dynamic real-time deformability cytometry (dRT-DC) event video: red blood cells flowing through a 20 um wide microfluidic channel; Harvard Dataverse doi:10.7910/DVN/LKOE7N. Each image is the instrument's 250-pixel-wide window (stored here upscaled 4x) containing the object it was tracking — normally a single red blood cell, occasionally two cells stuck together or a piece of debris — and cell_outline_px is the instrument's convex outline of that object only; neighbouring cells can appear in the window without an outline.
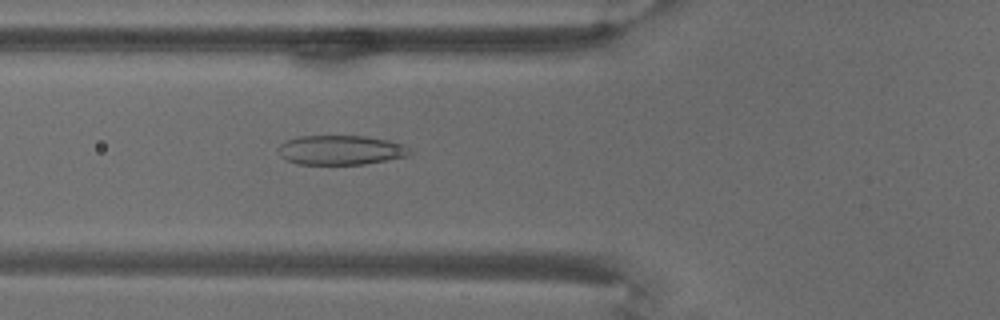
{"species": "common noctule bat (a hibernating species)", "species_latin": "Nyctalus noctula", "temperature_condition": "warm", "stored_images_in_passage": 54, "camera_frame_rate_fps": 3000, "um_per_image_px": 0.085, "animal": {"sex": "male", "body_mass_g": 18.8}, "frame": {"image": 1, "passage_image": 27, "time_ms": 8.667, "image_size_px": [1000, 320], "cell_outline_px": [[412, 152], [408, 156], [364, 164], [296, 164], [280, 156], [276, 148], [284, 140], [300, 136], [364, 136], [388, 140], [404, 144]], "centroid_in_image_um": [28.93, 12.75], "position_along_channel_um": 96.9, "area_um2": 22.72}}
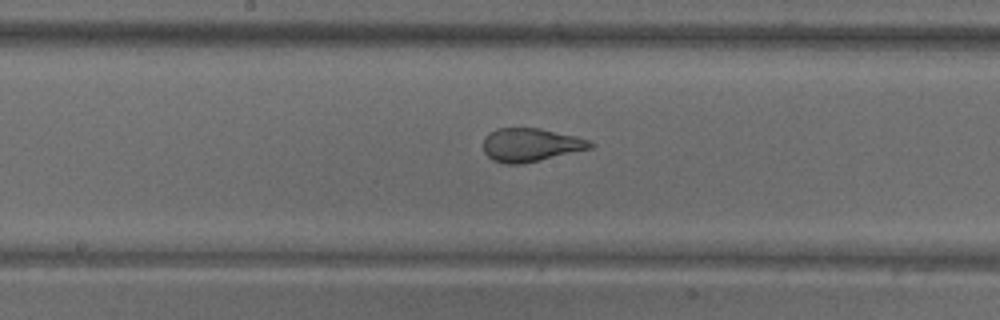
{"frame": {"image": 2, "passage_image": 38, "time_ms": 12.333, "image_size_px": [1000, 320], "cell_outline_px": [[596, 144], [592, 148], [524, 164], [504, 164], [492, 160], [484, 152], [484, 136], [488, 132], [496, 128], [540, 128], [576, 136], [592, 140]], "centroid_in_image_um": [45.12, 12.31], "position_along_channel_um": 203.1, "area_um2": 21.15}}
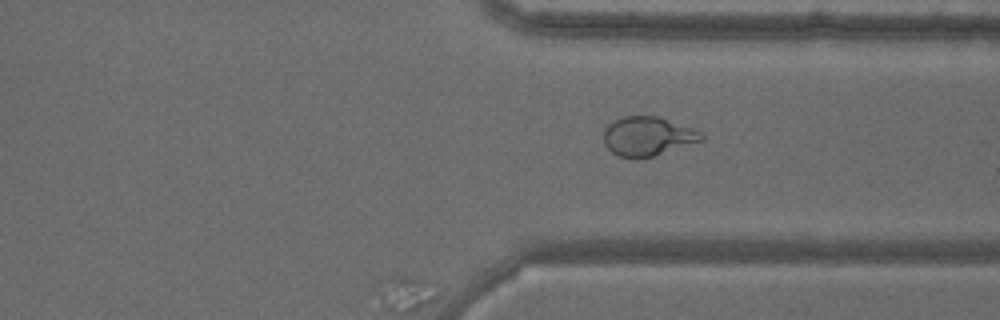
{"frame": {"image": 3, "passage_image": 54, "time_ms": 17.667, "image_size_px": [1000, 320], "cell_outline_px": [[704, 140], [652, 156], [636, 160], [632, 160], [620, 156], [612, 152], [604, 144], [604, 128], [612, 120], [620, 116], [660, 116], [692, 128], [700, 132], [704, 136]], "centroid_in_image_um": [55.01, 11.58], "position_along_channel_um": 356.4, "area_um2": 22.54}}